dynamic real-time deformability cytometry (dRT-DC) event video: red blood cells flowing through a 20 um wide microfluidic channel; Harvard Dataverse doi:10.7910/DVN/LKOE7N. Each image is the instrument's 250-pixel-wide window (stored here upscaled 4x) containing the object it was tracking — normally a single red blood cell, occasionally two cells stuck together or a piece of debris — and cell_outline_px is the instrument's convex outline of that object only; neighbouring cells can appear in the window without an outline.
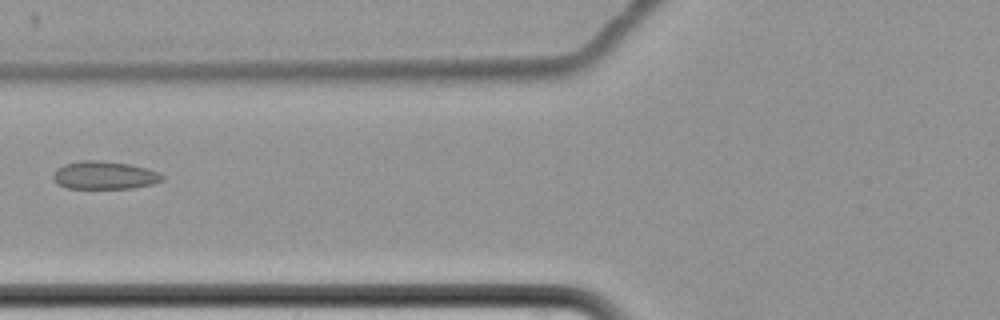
{"species": "common noctule bat (a hibernating species)", "species_latin": "Nyctalus noctula", "temperature_condition": "cold", "stored_images_in_passage": 3, "camera_frame_rate_fps": 3000, "um_per_image_px": 0.085, "animal": {"sex": "female", "body_mass_g": 22.7, "forearm_length_mm": 54.2}, "frame": {"image": 1, "passage_image": 3, "time_ms": 2.667, "image_size_px": [1000, 320], "cell_outline_px": [[164, 180], [152, 184], [132, 188], [68, 188], [56, 184], [52, 176], [56, 168], [64, 164], [80, 160], [104, 160], [128, 164], [148, 168], [160, 172], [164, 176]], "centroid_in_image_um": [8.87, 14.88], "position_along_channel_um": 116.9, "area_um2": 18.03}}